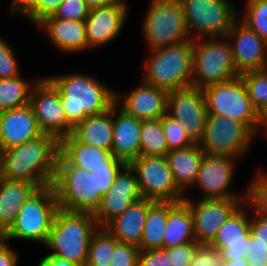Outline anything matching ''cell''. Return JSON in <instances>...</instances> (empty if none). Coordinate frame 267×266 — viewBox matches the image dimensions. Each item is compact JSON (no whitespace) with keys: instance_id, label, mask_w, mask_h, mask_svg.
Wrapping results in <instances>:
<instances>
[{"instance_id":"28","label":"cell","mask_w":267,"mask_h":266,"mask_svg":"<svg viewBox=\"0 0 267 266\" xmlns=\"http://www.w3.org/2000/svg\"><path fill=\"white\" fill-rule=\"evenodd\" d=\"M204 152L198 143L189 147L171 150L166 154L169 168L177 187L183 192L193 186L200 170Z\"/></svg>"},{"instance_id":"8","label":"cell","mask_w":267,"mask_h":266,"mask_svg":"<svg viewBox=\"0 0 267 266\" xmlns=\"http://www.w3.org/2000/svg\"><path fill=\"white\" fill-rule=\"evenodd\" d=\"M143 20L149 50L191 40L180 0H151Z\"/></svg>"},{"instance_id":"22","label":"cell","mask_w":267,"mask_h":266,"mask_svg":"<svg viewBox=\"0 0 267 266\" xmlns=\"http://www.w3.org/2000/svg\"><path fill=\"white\" fill-rule=\"evenodd\" d=\"M167 97V91L142 80L141 85L126 95L124 99H121L116 91L115 103L126 114L135 118L141 120L161 119L167 113Z\"/></svg>"},{"instance_id":"3","label":"cell","mask_w":267,"mask_h":266,"mask_svg":"<svg viewBox=\"0 0 267 266\" xmlns=\"http://www.w3.org/2000/svg\"><path fill=\"white\" fill-rule=\"evenodd\" d=\"M99 228L93 213L58 209L45 246L55 257L85 266L91 238Z\"/></svg>"},{"instance_id":"52","label":"cell","mask_w":267,"mask_h":266,"mask_svg":"<svg viewBox=\"0 0 267 266\" xmlns=\"http://www.w3.org/2000/svg\"><path fill=\"white\" fill-rule=\"evenodd\" d=\"M220 266H249L246 258L222 261Z\"/></svg>"},{"instance_id":"17","label":"cell","mask_w":267,"mask_h":266,"mask_svg":"<svg viewBox=\"0 0 267 266\" xmlns=\"http://www.w3.org/2000/svg\"><path fill=\"white\" fill-rule=\"evenodd\" d=\"M231 42L235 68L239 74L267 69V42L240 19L227 34Z\"/></svg>"},{"instance_id":"43","label":"cell","mask_w":267,"mask_h":266,"mask_svg":"<svg viewBox=\"0 0 267 266\" xmlns=\"http://www.w3.org/2000/svg\"><path fill=\"white\" fill-rule=\"evenodd\" d=\"M138 263V247L122 242L115 245L109 266H138Z\"/></svg>"},{"instance_id":"6","label":"cell","mask_w":267,"mask_h":266,"mask_svg":"<svg viewBox=\"0 0 267 266\" xmlns=\"http://www.w3.org/2000/svg\"><path fill=\"white\" fill-rule=\"evenodd\" d=\"M207 39V40H206ZM193 40L191 85L204 88L240 76L227 35Z\"/></svg>"},{"instance_id":"24","label":"cell","mask_w":267,"mask_h":266,"mask_svg":"<svg viewBox=\"0 0 267 266\" xmlns=\"http://www.w3.org/2000/svg\"><path fill=\"white\" fill-rule=\"evenodd\" d=\"M155 201L141 198L133 202L122 214L111 220L105 228L122 243L139 247L149 207Z\"/></svg>"},{"instance_id":"33","label":"cell","mask_w":267,"mask_h":266,"mask_svg":"<svg viewBox=\"0 0 267 266\" xmlns=\"http://www.w3.org/2000/svg\"><path fill=\"white\" fill-rule=\"evenodd\" d=\"M250 219L248 255L249 266H267V217L254 213Z\"/></svg>"},{"instance_id":"18","label":"cell","mask_w":267,"mask_h":266,"mask_svg":"<svg viewBox=\"0 0 267 266\" xmlns=\"http://www.w3.org/2000/svg\"><path fill=\"white\" fill-rule=\"evenodd\" d=\"M141 198L136 172L126 164L116 175L110 189L103 195L100 207L94 213L96 223L99 227H105Z\"/></svg>"},{"instance_id":"44","label":"cell","mask_w":267,"mask_h":266,"mask_svg":"<svg viewBox=\"0 0 267 266\" xmlns=\"http://www.w3.org/2000/svg\"><path fill=\"white\" fill-rule=\"evenodd\" d=\"M20 68L14 51L8 43L0 39V79L18 77Z\"/></svg>"},{"instance_id":"38","label":"cell","mask_w":267,"mask_h":266,"mask_svg":"<svg viewBox=\"0 0 267 266\" xmlns=\"http://www.w3.org/2000/svg\"><path fill=\"white\" fill-rule=\"evenodd\" d=\"M64 0H24L13 12L25 15L32 23L38 24L53 16Z\"/></svg>"},{"instance_id":"47","label":"cell","mask_w":267,"mask_h":266,"mask_svg":"<svg viewBox=\"0 0 267 266\" xmlns=\"http://www.w3.org/2000/svg\"><path fill=\"white\" fill-rule=\"evenodd\" d=\"M138 266H171L165 249L139 250Z\"/></svg>"},{"instance_id":"26","label":"cell","mask_w":267,"mask_h":266,"mask_svg":"<svg viewBox=\"0 0 267 266\" xmlns=\"http://www.w3.org/2000/svg\"><path fill=\"white\" fill-rule=\"evenodd\" d=\"M38 189L34 183L0 178V232L3 235L15 222L22 205Z\"/></svg>"},{"instance_id":"34","label":"cell","mask_w":267,"mask_h":266,"mask_svg":"<svg viewBox=\"0 0 267 266\" xmlns=\"http://www.w3.org/2000/svg\"><path fill=\"white\" fill-rule=\"evenodd\" d=\"M140 156H166L168 147L161 119L142 120Z\"/></svg>"},{"instance_id":"48","label":"cell","mask_w":267,"mask_h":266,"mask_svg":"<svg viewBox=\"0 0 267 266\" xmlns=\"http://www.w3.org/2000/svg\"><path fill=\"white\" fill-rule=\"evenodd\" d=\"M18 254L12 248L8 247V242H0V266H17Z\"/></svg>"},{"instance_id":"14","label":"cell","mask_w":267,"mask_h":266,"mask_svg":"<svg viewBox=\"0 0 267 266\" xmlns=\"http://www.w3.org/2000/svg\"><path fill=\"white\" fill-rule=\"evenodd\" d=\"M167 114L183 126L194 143H199L208 115L202 88L191 85L169 92Z\"/></svg>"},{"instance_id":"53","label":"cell","mask_w":267,"mask_h":266,"mask_svg":"<svg viewBox=\"0 0 267 266\" xmlns=\"http://www.w3.org/2000/svg\"><path fill=\"white\" fill-rule=\"evenodd\" d=\"M24 0H13L11 12H13Z\"/></svg>"},{"instance_id":"16","label":"cell","mask_w":267,"mask_h":266,"mask_svg":"<svg viewBox=\"0 0 267 266\" xmlns=\"http://www.w3.org/2000/svg\"><path fill=\"white\" fill-rule=\"evenodd\" d=\"M237 158L224 155L203 154L200 170L193 186L203 191L202 199L244 198L229 189L234 177Z\"/></svg>"},{"instance_id":"10","label":"cell","mask_w":267,"mask_h":266,"mask_svg":"<svg viewBox=\"0 0 267 266\" xmlns=\"http://www.w3.org/2000/svg\"><path fill=\"white\" fill-rule=\"evenodd\" d=\"M180 2L191 40L225 36L239 18V13L229 0H180Z\"/></svg>"},{"instance_id":"7","label":"cell","mask_w":267,"mask_h":266,"mask_svg":"<svg viewBox=\"0 0 267 266\" xmlns=\"http://www.w3.org/2000/svg\"><path fill=\"white\" fill-rule=\"evenodd\" d=\"M59 206L52 185L39 188L20 208L3 240L24 239L45 245Z\"/></svg>"},{"instance_id":"51","label":"cell","mask_w":267,"mask_h":266,"mask_svg":"<svg viewBox=\"0 0 267 266\" xmlns=\"http://www.w3.org/2000/svg\"><path fill=\"white\" fill-rule=\"evenodd\" d=\"M263 126V127H262ZM260 127L265 129V133L267 132V105L259 112V121H258V126H257V133L260 130Z\"/></svg>"},{"instance_id":"9","label":"cell","mask_w":267,"mask_h":266,"mask_svg":"<svg viewBox=\"0 0 267 266\" xmlns=\"http://www.w3.org/2000/svg\"><path fill=\"white\" fill-rule=\"evenodd\" d=\"M208 114L244 123L255 135L259 113L253 107L241 76L202 88Z\"/></svg>"},{"instance_id":"27","label":"cell","mask_w":267,"mask_h":266,"mask_svg":"<svg viewBox=\"0 0 267 266\" xmlns=\"http://www.w3.org/2000/svg\"><path fill=\"white\" fill-rule=\"evenodd\" d=\"M163 237V249L196 242L193 216L184 200L168 202V215Z\"/></svg>"},{"instance_id":"49","label":"cell","mask_w":267,"mask_h":266,"mask_svg":"<svg viewBox=\"0 0 267 266\" xmlns=\"http://www.w3.org/2000/svg\"><path fill=\"white\" fill-rule=\"evenodd\" d=\"M38 266H80L74 262L47 254L39 262Z\"/></svg>"},{"instance_id":"12","label":"cell","mask_w":267,"mask_h":266,"mask_svg":"<svg viewBox=\"0 0 267 266\" xmlns=\"http://www.w3.org/2000/svg\"><path fill=\"white\" fill-rule=\"evenodd\" d=\"M129 165L136 172L143 198L160 202H180L186 196L175 184L165 156H139Z\"/></svg>"},{"instance_id":"25","label":"cell","mask_w":267,"mask_h":266,"mask_svg":"<svg viewBox=\"0 0 267 266\" xmlns=\"http://www.w3.org/2000/svg\"><path fill=\"white\" fill-rule=\"evenodd\" d=\"M38 25L61 51L77 53L88 48L85 21L47 17Z\"/></svg>"},{"instance_id":"19","label":"cell","mask_w":267,"mask_h":266,"mask_svg":"<svg viewBox=\"0 0 267 266\" xmlns=\"http://www.w3.org/2000/svg\"><path fill=\"white\" fill-rule=\"evenodd\" d=\"M127 3L119 2L89 10L85 19L87 45L96 48L109 44L121 32L127 19Z\"/></svg>"},{"instance_id":"1","label":"cell","mask_w":267,"mask_h":266,"mask_svg":"<svg viewBox=\"0 0 267 266\" xmlns=\"http://www.w3.org/2000/svg\"><path fill=\"white\" fill-rule=\"evenodd\" d=\"M60 141L51 134L1 150L0 178L34 183L39 188L52 185Z\"/></svg>"},{"instance_id":"54","label":"cell","mask_w":267,"mask_h":266,"mask_svg":"<svg viewBox=\"0 0 267 266\" xmlns=\"http://www.w3.org/2000/svg\"><path fill=\"white\" fill-rule=\"evenodd\" d=\"M3 240V234L0 232V242Z\"/></svg>"},{"instance_id":"5","label":"cell","mask_w":267,"mask_h":266,"mask_svg":"<svg viewBox=\"0 0 267 266\" xmlns=\"http://www.w3.org/2000/svg\"><path fill=\"white\" fill-rule=\"evenodd\" d=\"M52 186L60 209L95 213L102 196L91 172L72 165L60 152Z\"/></svg>"},{"instance_id":"39","label":"cell","mask_w":267,"mask_h":266,"mask_svg":"<svg viewBox=\"0 0 267 266\" xmlns=\"http://www.w3.org/2000/svg\"><path fill=\"white\" fill-rule=\"evenodd\" d=\"M258 177L250 182L247 188L246 203L254 213L267 217V174L257 173Z\"/></svg>"},{"instance_id":"23","label":"cell","mask_w":267,"mask_h":266,"mask_svg":"<svg viewBox=\"0 0 267 266\" xmlns=\"http://www.w3.org/2000/svg\"><path fill=\"white\" fill-rule=\"evenodd\" d=\"M112 125L111 151L115 157L129 164L140 156L142 120L126 114L115 104L112 107Z\"/></svg>"},{"instance_id":"13","label":"cell","mask_w":267,"mask_h":266,"mask_svg":"<svg viewBox=\"0 0 267 266\" xmlns=\"http://www.w3.org/2000/svg\"><path fill=\"white\" fill-rule=\"evenodd\" d=\"M29 104L44 134H51L59 141L72 134L74 127L66 118L60 91L47 77L38 79L31 91Z\"/></svg>"},{"instance_id":"35","label":"cell","mask_w":267,"mask_h":266,"mask_svg":"<svg viewBox=\"0 0 267 266\" xmlns=\"http://www.w3.org/2000/svg\"><path fill=\"white\" fill-rule=\"evenodd\" d=\"M118 242L105 227H99L91 238L85 266H109Z\"/></svg>"},{"instance_id":"20","label":"cell","mask_w":267,"mask_h":266,"mask_svg":"<svg viewBox=\"0 0 267 266\" xmlns=\"http://www.w3.org/2000/svg\"><path fill=\"white\" fill-rule=\"evenodd\" d=\"M245 207L240 206L224 222L212 243L211 248L221 251L222 261L246 258L250 238V219Z\"/></svg>"},{"instance_id":"30","label":"cell","mask_w":267,"mask_h":266,"mask_svg":"<svg viewBox=\"0 0 267 266\" xmlns=\"http://www.w3.org/2000/svg\"><path fill=\"white\" fill-rule=\"evenodd\" d=\"M72 135L82 143L111 151L112 108L102 114L87 116L74 127Z\"/></svg>"},{"instance_id":"31","label":"cell","mask_w":267,"mask_h":266,"mask_svg":"<svg viewBox=\"0 0 267 266\" xmlns=\"http://www.w3.org/2000/svg\"><path fill=\"white\" fill-rule=\"evenodd\" d=\"M168 215V202L155 201L145 220L139 250L162 249Z\"/></svg>"},{"instance_id":"37","label":"cell","mask_w":267,"mask_h":266,"mask_svg":"<svg viewBox=\"0 0 267 266\" xmlns=\"http://www.w3.org/2000/svg\"><path fill=\"white\" fill-rule=\"evenodd\" d=\"M240 20L267 42V0H247Z\"/></svg>"},{"instance_id":"2","label":"cell","mask_w":267,"mask_h":266,"mask_svg":"<svg viewBox=\"0 0 267 266\" xmlns=\"http://www.w3.org/2000/svg\"><path fill=\"white\" fill-rule=\"evenodd\" d=\"M47 78L60 91L66 118L73 127L87 116L102 114L116 104V92L95 77L73 73Z\"/></svg>"},{"instance_id":"50","label":"cell","mask_w":267,"mask_h":266,"mask_svg":"<svg viewBox=\"0 0 267 266\" xmlns=\"http://www.w3.org/2000/svg\"><path fill=\"white\" fill-rule=\"evenodd\" d=\"M89 9L107 6L120 0H84Z\"/></svg>"},{"instance_id":"40","label":"cell","mask_w":267,"mask_h":266,"mask_svg":"<svg viewBox=\"0 0 267 266\" xmlns=\"http://www.w3.org/2000/svg\"><path fill=\"white\" fill-rule=\"evenodd\" d=\"M168 152L175 149L186 148L194 144L188 137L183 126L167 113L161 118Z\"/></svg>"},{"instance_id":"32","label":"cell","mask_w":267,"mask_h":266,"mask_svg":"<svg viewBox=\"0 0 267 266\" xmlns=\"http://www.w3.org/2000/svg\"><path fill=\"white\" fill-rule=\"evenodd\" d=\"M30 83L21 75L0 79V112L28 105L36 81L33 84Z\"/></svg>"},{"instance_id":"29","label":"cell","mask_w":267,"mask_h":266,"mask_svg":"<svg viewBox=\"0 0 267 266\" xmlns=\"http://www.w3.org/2000/svg\"><path fill=\"white\" fill-rule=\"evenodd\" d=\"M60 153L72 165L89 172L97 166H106V161H123L115 157L112 151L82 143L72 134L60 140Z\"/></svg>"},{"instance_id":"11","label":"cell","mask_w":267,"mask_h":266,"mask_svg":"<svg viewBox=\"0 0 267 266\" xmlns=\"http://www.w3.org/2000/svg\"><path fill=\"white\" fill-rule=\"evenodd\" d=\"M254 137L255 134L244 123L208 114L205 131L198 144L205 154L242 158Z\"/></svg>"},{"instance_id":"36","label":"cell","mask_w":267,"mask_h":266,"mask_svg":"<svg viewBox=\"0 0 267 266\" xmlns=\"http://www.w3.org/2000/svg\"><path fill=\"white\" fill-rule=\"evenodd\" d=\"M253 107L259 113L267 105V69L240 74Z\"/></svg>"},{"instance_id":"21","label":"cell","mask_w":267,"mask_h":266,"mask_svg":"<svg viewBox=\"0 0 267 266\" xmlns=\"http://www.w3.org/2000/svg\"><path fill=\"white\" fill-rule=\"evenodd\" d=\"M43 134L30 104L0 112V150L35 140Z\"/></svg>"},{"instance_id":"46","label":"cell","mask_w":267,"mask_h":266,"mask_svg":"<svg viewBox=\"0 0 267 266\" xmlns=\"http://www.w3.org/2000/svg\"><path fill=\"white\" fill-rule=\"evenodd\" d=\"M222 262L221 251L208 245H200L189 266H220Z\"/></svg>"},{"instance_id":"41","label":"cell","mask_w":267,"mask_h":266,"mask_svg":"<svg viewBox=\"0 0 267 266\" xmlns=\"http://www.w3.org/2000/svg\"><path fill=\"white\" fill-rule=\"evenodd\" d=\"M126 165L124 161H106V166H97L90 171L97 182V191L103 195L112 186L116 175Z\"/></svg>"},{"instance_id":"15","label":"cell","mask_w":267,"mask_h":266,"mask_svg":"<svg viewBox=\"0 0 267 266\" xmlns=\"http://www.w3.org/2000/svg\"><path fill=\"white\" fill-rule=\"evenodd\" d=\"M241 199H200L196 203L188 197L184 198L193 216L194 235L199 245L209 246L212 243L221 225L244 202Z\"/></svg>"},{"instance_id":"42","label":"cell","mask_w":267,"mask_h":266,"mask_svg":"<svg viewBox=\"0 0 267 266\" xmlns=\"http://www.w3.org/2000/svg\"><path fill=\"white\" fill-rule=\"evenodd\" d=\"M89 8L84 0H64L53 16L65 20L85 21Z\"/></svg>"},{"instance_id":"4","label":"cell","mask_w":267,"mask_h":266,"mask_svg":"<svg viewBox=\"0 0 267 266\" xmlns=\"http://www.w3.org/2000/svg\"><path fill=\"white\" fill-rule=\"evenodd\" d=\"M143 81L167 91L191 86L193 40L150 50Z\"/></svg>"},{"instance_id":"45","label":"cell","mask_w":267,"mask_h":266,"mask_svg":"<svg viewBox=\"0 0 267 266\" xmlns=\"http://www.w3.org/2000/svg\"><path fill=\"white\" fill-rule=\"evenodd\" d=\"M199 246L197 242H191L181 246L165 248L170 256L171 266H189Z\"/></svg>"}]
</instances>
